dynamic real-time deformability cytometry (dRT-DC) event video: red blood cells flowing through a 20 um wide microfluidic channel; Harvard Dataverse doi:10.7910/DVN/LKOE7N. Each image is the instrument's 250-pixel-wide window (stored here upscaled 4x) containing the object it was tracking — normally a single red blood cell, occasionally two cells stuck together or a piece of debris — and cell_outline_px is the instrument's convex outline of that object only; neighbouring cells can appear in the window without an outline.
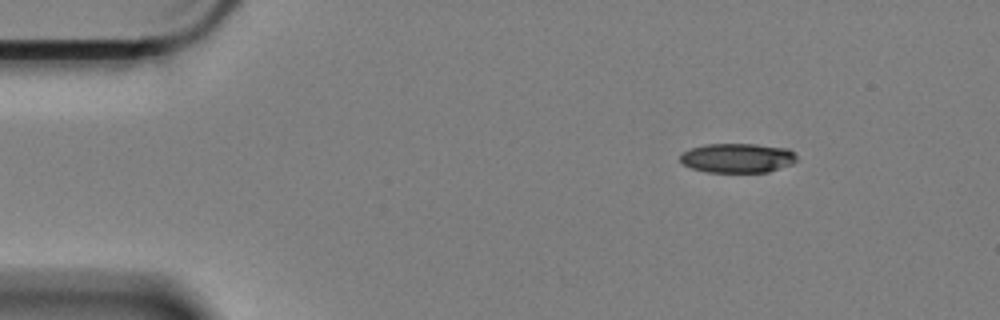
{"species": "Egyptian fruit bat (a non-hibernating species)", "species_latin": "Rousettus aegyptiacus", "temperature_condition": "cold", "stored_images_in_passage": 10, "camera_frame_rate_fps": 3000, "um_per_image_px": 0.085, "animal": {"sex": "female"}, "frame": {"image": 1, "passage_image": 1, "time_ms": 0.0, "image_size_px": [1000, 320], "cell_outline_px": [[796, 160], [792, 164], [768, 172], [708, 172], [692, 168], [684, 164], [680, 160], [680, 156], [684, 152], [692, 148], [704, 144], [756, 144], [788, 148], [796, 152]], "centroid_in_image_um": [62.73, 13.42], "position_along_channel_um": 22.3, "area_um2": 20.0}}
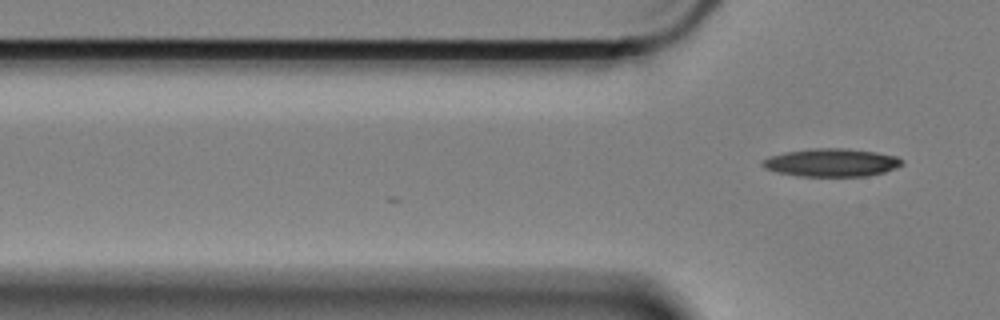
{"frame": {"image": 2, "passage_image": 10, "time_ms": 3.0, "image_size_px": [1000, 320], "cell_outline_px": [[904, 164], [896, 168], [884, 172], [868, 176], [800, 176], [776, 172], [764, 168], [760, 164], [760, 160], [768, 156], [784, 152], [812, 148], [848, 148], [876, 152], [896, 156], [904, 160]], "centroid_in_image_um": [70.65, 13.81], "position_along_channel_um": 55.1, "area_um2": 23.12}}